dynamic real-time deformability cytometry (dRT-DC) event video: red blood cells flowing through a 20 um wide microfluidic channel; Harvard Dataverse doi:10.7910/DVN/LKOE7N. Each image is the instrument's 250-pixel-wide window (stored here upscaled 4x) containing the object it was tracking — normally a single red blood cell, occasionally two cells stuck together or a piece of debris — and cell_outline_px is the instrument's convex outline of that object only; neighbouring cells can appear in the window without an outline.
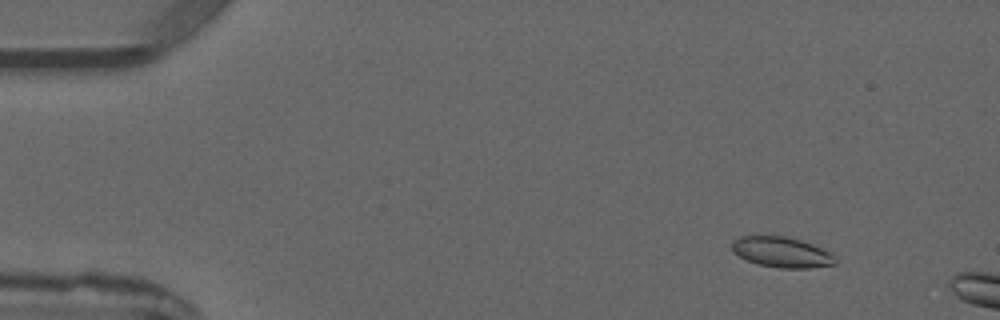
{"species": "common noctule bat (a hibernating species)", "species_latin": "Nyctalus noctula", "temperature_condition": "warm", "stored_images_in_passage": 3, "camera_frame_rate_fps": 3000, "um_per_image_px": 0.085, "animal": {"sex": "male", "forearm_length_mm": 52.5}, "frame": {"image": 1, "passage_image": 2, "time_ms": 1.0, "image_size_px": [1000, 320], "cell_outline_px": [[836, 264], [812, 268], [780, 268], [760, 264], [748, 260], [732, 252], [732, 240], [740, 236], [784, 236], [800, 240], [812, 244], [828, 252], [836, 260]], "centroid_in_image_um": [66.42, 21.43], "position_along_channel_um": 18.6, "area_um2": 18.09}}